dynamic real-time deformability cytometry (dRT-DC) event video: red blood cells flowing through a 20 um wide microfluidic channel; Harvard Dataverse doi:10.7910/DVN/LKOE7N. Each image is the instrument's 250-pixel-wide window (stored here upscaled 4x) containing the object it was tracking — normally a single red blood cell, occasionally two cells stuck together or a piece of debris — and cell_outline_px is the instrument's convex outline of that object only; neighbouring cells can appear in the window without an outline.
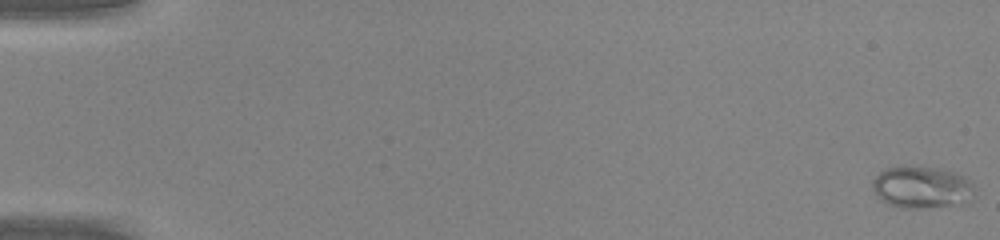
{"species": "common noctule bat (a hibernating species)", "species_latin": "Nyctalus noctula", "temperature_condition": "warm", "stored_images_in_passage": 50, "camera_frame_rate_fps": 3000, "um_per_image_px": 0.085, "animal": {"sex": "male", "body_mass_g": 20.0, "forearm_length_mm": 53.3}, "frame": {"image": 1, "passage_image": 1, "time_ms": 0.0, "image_size_px": [1000, 240], "cell_outline_px": [[972, 200], [968, 204], [924, 208], [900, 208], [888, 204], [872, 188], [872, 180], [884, 168], [900, 164], [904, 164], [940, 168], [956, 172], [968, 176], [972, 184]], "centroid_in_image_um": [78.39, 15.89], "position_along_channel_um": 6.6, "area_um2": 25.78}}
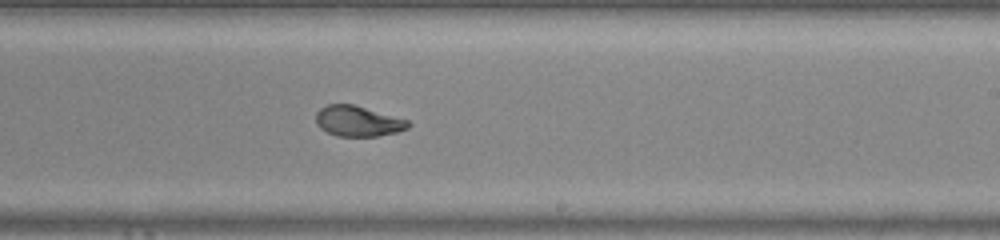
{"frame": {"image": 2, "passage_image": 31, "time_ms": 10.0, "image_size_px": [1000, 240], "cell_outline_px": [[412, 124], [408, 128], [396, 132], [376, 136], [336, 136], [320, 128], [316, 124], [316, 112], [320, 108], [328, 104], [352, 104], [408, 120]], "centroid_in_image_um": [30.4, 10.3], "position_along_channel_um": 258.6, "area_um2": 16.3}}
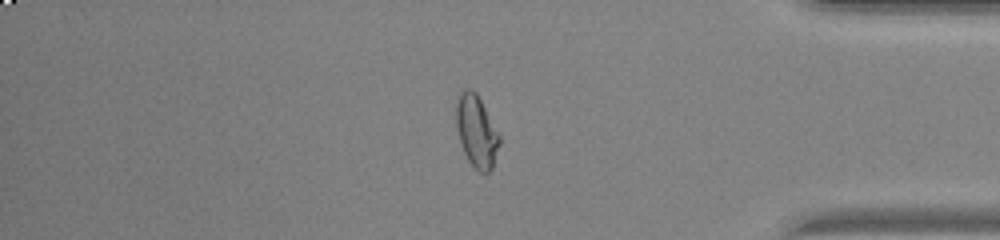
{"frame": {"image": 3, "passage_image": 42, "time_ms": 13.667, "image_size_px": [1000, 240], "cell_outline_px": [[500, 144], [492, 168], [488, 172], [480, 172], [468, 160], [464, 152], [460, 140], [456, 124], [456, 104], [460, 92], [464, 88], [472, 88], [476, 92], [500, 136]], "centroid_in_image_um": [40.5, 11.13], "position_along_channel_um": 394.7, "area_um2": 17.92}}